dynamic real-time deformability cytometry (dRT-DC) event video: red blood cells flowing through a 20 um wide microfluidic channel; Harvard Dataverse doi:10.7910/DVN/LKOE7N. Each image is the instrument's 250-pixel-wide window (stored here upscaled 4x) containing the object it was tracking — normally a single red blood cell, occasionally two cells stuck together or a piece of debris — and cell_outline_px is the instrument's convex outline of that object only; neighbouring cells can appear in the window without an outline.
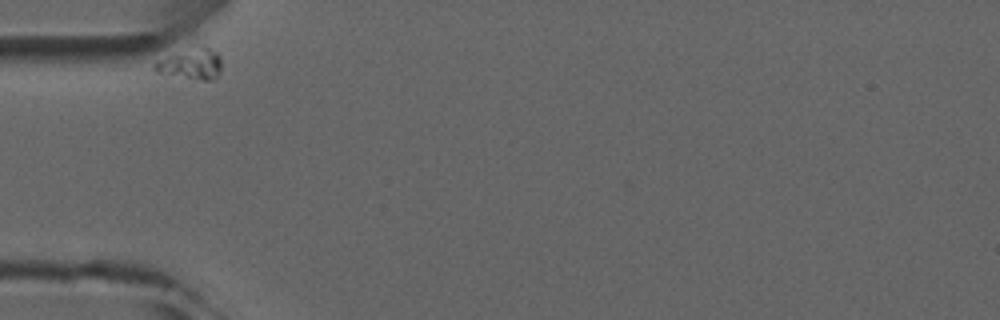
{"species": "common noctule bat (a hibernating species)", "species_latin": "Nyctalus noctula", "temperature_condition": "room temperature", "stored_images_in_passage": 7, "camera_frame_rate_fps": 3000, "um_per_image_px": 0.085, "animal": {"sex": "male", "forearm_length_mm": 52.5}, "frame": {"image": 1, "passage_image": 1, "time_ms": 0.0, "image_size_px": [1000, 320], "cell_outline_px": [[220, 72], [216, 76], [208, 80], [204, 80], [156, 72], [152, 68], [152, 64], [156, 60], [204, 44], [216, 52], [220, 56]], "centroid_in_image_um": [16.22, 5.41], "position_along_channel_um": 68.8, "area_um2": 11.79}}
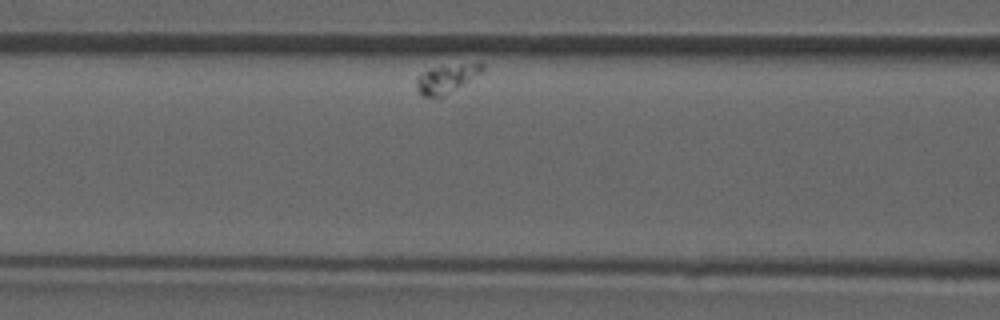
{"frame": {"image": 2, "passage_image": 3, "time_ms": 2.333, "image_size_px": [1000, 320], "cell_outline_px": [[484, 72], [444, 96], [420, 96], [416, 88], [416, 80], [428, 68], [460, 64], [484, 64]], "centroid_in_image_um": [37.96, 6.69], "position_along_channel_um": 128.6, "area_um2": 10.81}}